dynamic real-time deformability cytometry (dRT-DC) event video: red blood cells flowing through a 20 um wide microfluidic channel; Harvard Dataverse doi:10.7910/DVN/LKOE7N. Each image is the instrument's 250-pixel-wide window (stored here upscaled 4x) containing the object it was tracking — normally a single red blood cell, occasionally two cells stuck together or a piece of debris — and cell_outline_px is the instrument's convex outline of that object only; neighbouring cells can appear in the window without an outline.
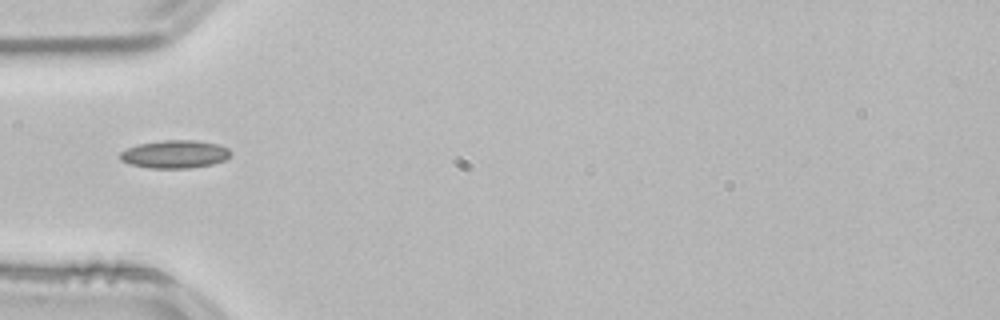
{"species": "common noctule bat (a hibernating species)", "species_latin": "Nyctalus noctula", "temperature_condition": "room temperature", "stored_images_in_passage": 37, "camera_frame_rate_fps": 3000, "um_per_image_px": 0.085, "animal": {"sex": "male", "body_mass_g": 21.5, "forearm_length_mm": 52.0}, "frame": {"image": 1, "passage_image": 1, "time_ms": 0.0, "image_size_px": [1000, 320], "cell_outline_px": [[228, 156], [224, 160], [212, 164], [192, 168], [148, 168], [128, 164], [120, 160], [120, 152], [128, 148], [140, 144], [164, 140], [196, 140], [216, 144], [228, 148]], "centroid_in_image_um": [14.81, 13.11], "position_along_channel_um": 70.2, "area_um2": 17.86}, "authors_computed_cell_mechanics": {"area_um2": 15.8372, "velocity_mm_per_s": 3.8417, "shape_relaxation_time_tau1_ms": 4.8655, "shape_relaxation_time_tau2_ms": 4.9906, "deformation_change_tau1": 0.1056, "deformation_change_tau2": 0.0875}}